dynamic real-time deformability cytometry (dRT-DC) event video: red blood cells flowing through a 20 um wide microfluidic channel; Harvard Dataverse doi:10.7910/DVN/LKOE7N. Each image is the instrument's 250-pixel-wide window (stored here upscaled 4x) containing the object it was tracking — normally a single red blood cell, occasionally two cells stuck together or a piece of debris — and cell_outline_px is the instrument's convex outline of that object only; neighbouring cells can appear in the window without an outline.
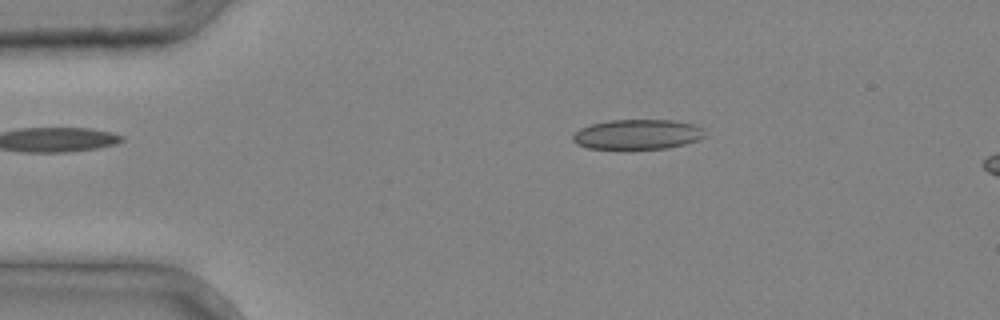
{"species": "common noctule bat (a hibernating species)", "species_latin": "Nyctalus noctula", "temperature_condition": "cold", "stored_images_in_passage": 2, "camera_frame_rate_fps": 3000, "um_per_image_px": 0.085, "animal": {"sex": "male", "body_mass_g": 20.4}, "frame": {"image": 1, "passage_image": 1, "time_ms": 0.0, "image_size_px": [1000, 320], "cell_outline_px": [[704, 136], [696, 140], [684, 144], [668, 148], [628, 152], [624, 152], [588, 148], [576, 144], [572, 140], [572, 136], [580, 128], [592, 124], [608, 120], [672, 120], [696, 124], [704, 128]], "centroid_in_image_um": [54.15, 11.47], "position_along_channel_um": 30.9, "area_um2": 24.1}}